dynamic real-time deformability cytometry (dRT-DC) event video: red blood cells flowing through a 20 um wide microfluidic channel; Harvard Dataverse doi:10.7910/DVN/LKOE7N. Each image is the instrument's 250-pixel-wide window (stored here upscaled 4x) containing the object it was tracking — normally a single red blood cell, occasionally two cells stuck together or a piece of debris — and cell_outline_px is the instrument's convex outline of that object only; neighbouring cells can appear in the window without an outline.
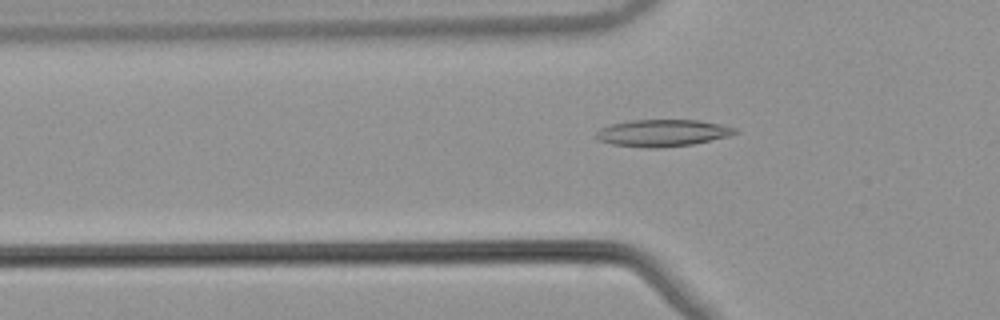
{"species": "common noctule bat (a hibernating species)", "species_latin": "Nyctalus noctula", "temperature_condition": "warm", "stored_images_in_passage": 53, "camera_frame_rate_fps": 3000, "um_per_image_px": 0.085, "animal": {"sex": "male", "body_mass_g": 21.5, "forearm_length_mm": 52.0}, "frame": {"image": 1, "passage_image": 18, "time_ms": 5.667, "image_size_px": [1000, 320], "cell_outline_px": [[736, 132], [728, 136], [692, 144], [664, 148], [648, 148], [612, 144], [596, 140], [596, 132], [600, 128], [612, 124], [632, 120], [700, 120], [720, 124], [736, 128]], "centroid_in_image_um": [56.28, 11.3], "position_along_channel_um": 69.5, "area_um2": 21.73}}
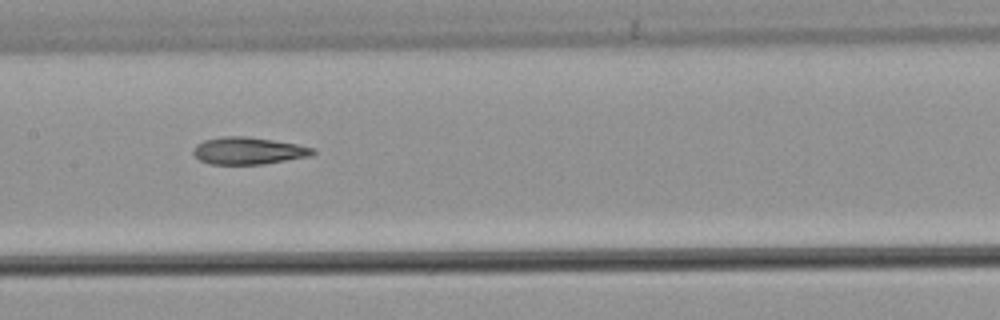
{"frame": {"image": 2, "passage_image": 27, "time_ms": 8.667, "image_size_px": [1000, 320], "cell_outline_px": [[316, 152], [308, 156], [260, 164], [208, 164], [200, 160], [192, 152], [192, 148], [196, 144], [204, 140], [224, 136], [244, 136], [272, 140], [296, 144], [316, 148]], "centroid_in_image_um": [21.06, 12.81], "position_along_channel_um": 186.3, "area_um2": 18.73}}
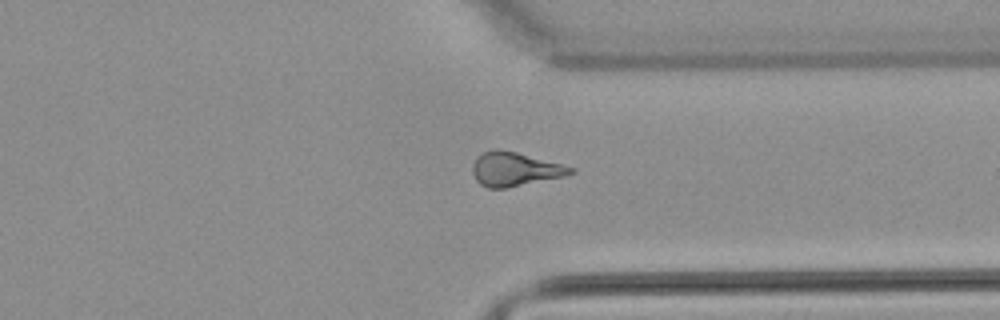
{"frame": {"image": 3, "passage_image": 41, "time_ms": 13.333, "image_size_px": [1000, 320], "cell_outline_px": [[576, 172], [564, 176], [508, 188], [488, 188], [480, 184], [476, 180], [472, 172], [472, 164], [476, 156], [492, 148], [500, 148], [516, 152], [576, 168]], "centroid_in_image_um": [43.73, 14.37], "position_along_channel_um": 367.7, "area_um2": 19.54}, "authors_computed_cell_mechanics": {"area_um2": 19.8832, "velocity_mm_per_s": 3.8919, "shape_relaxation_time_tau1_ms": null, "shape_relaxation_time_tau2_ms": 4.9747, "deformation_change_tau1": null, "deformation_change_tau2": 0.1578}}